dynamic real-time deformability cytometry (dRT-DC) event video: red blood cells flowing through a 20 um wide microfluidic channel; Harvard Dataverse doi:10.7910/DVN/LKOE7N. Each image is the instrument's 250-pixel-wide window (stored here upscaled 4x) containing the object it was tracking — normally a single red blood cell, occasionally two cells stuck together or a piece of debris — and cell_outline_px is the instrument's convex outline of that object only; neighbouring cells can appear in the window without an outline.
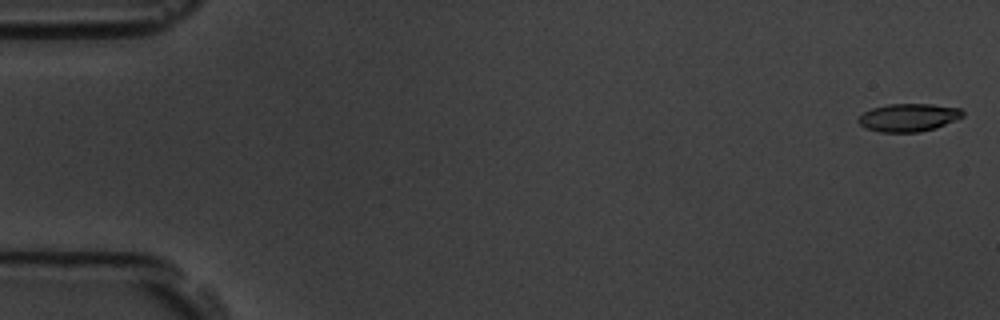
{"species": "common noctule bat (a hibernating species)", "species_latin": "Nyctalus noctula", "temperature_condition": "room temperature", "stored_images_in_passage": 8, "camera_frame_rate_fps": 3000, "um_per_image_px": 0.085, "animal": {"sex": "male", "body_mass_g": 19.5, "forearm_length_mm": 54.6}, "frame": {"image": 1, "passage_image": 1, "time_ms": 0.0, "image_size_px": [1000, 320], "cell_outline_px": [[964, 116], [956, 120], [936, 128], [920, 132], [880, 132], [864, 128], [856, 120], [864, 112], [872, 108], [888, 104], [932, 104], [960, 108], [964, 112]], "centroid_in_image_um": [77.23, 9.99], "position_along_channel_um": 7.8, "area_um2": 17.11}}
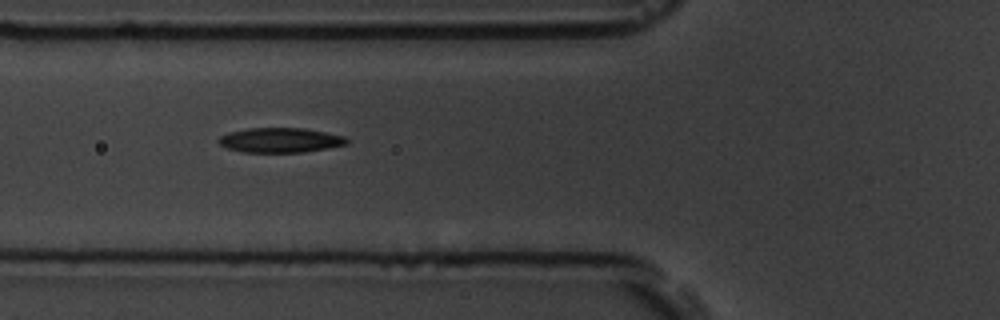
{"frame": {"image": 2, "passage_image": 7, "time_ms": 2.0, "image_size_px": [1000, 320], "cell_outline_px": [[348, 144], [328, 148], [304, 152], [244, 152], [228, 148], [220, 144], [216, 140], [220, 136], [228, 132], [248, 128], [304, 128], [344, 136], [348, 140]], "centroid_in_image_um": [23.81, 11.91], "position_along_channel_um": 102.0, "area_um2": 18.44}}
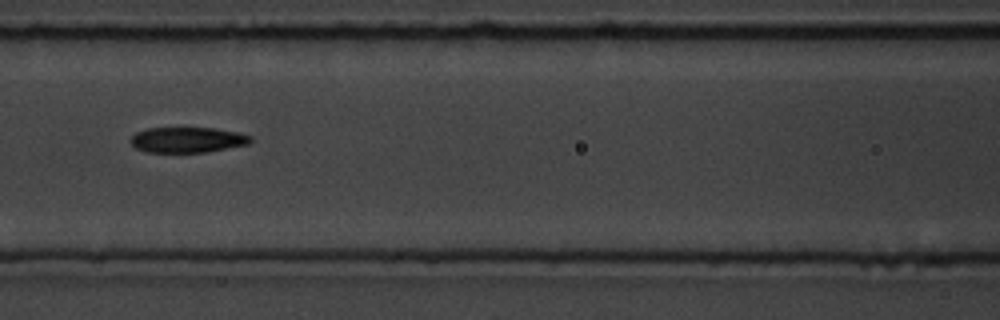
{"frame": {"image": 3, "passage_image": 8, "time_ms": 2.333, "image_size_px": [1000, 320], "cell_outline_px": [[252, 140], [248, 144], [208, 152], [144, 152], [136, 148], [128, 140], [136, 132], [148, 128], [212, 128], [236, 132], [252, 136]], "centroid_in_image_um": [15.9, 11.89], "position_along_channel_um": 150.7, "area_um2": 17.8}}